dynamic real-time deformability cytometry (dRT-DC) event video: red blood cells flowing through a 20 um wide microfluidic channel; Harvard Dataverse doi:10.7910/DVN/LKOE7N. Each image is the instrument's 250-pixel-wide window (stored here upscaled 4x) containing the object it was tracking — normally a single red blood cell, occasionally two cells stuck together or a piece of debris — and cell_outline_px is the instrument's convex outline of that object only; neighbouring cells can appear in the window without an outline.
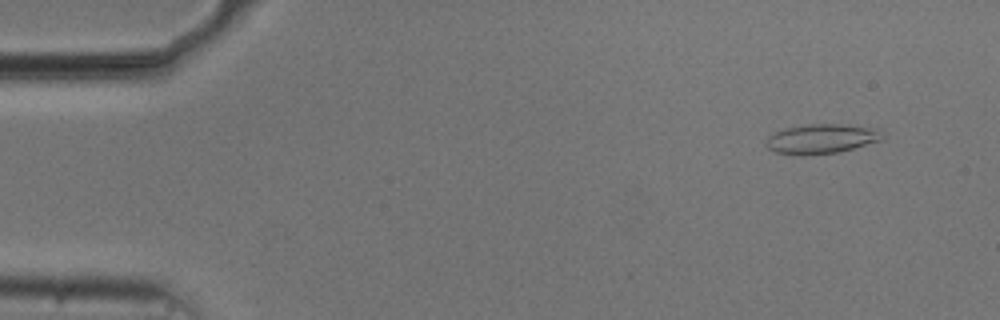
{"species": "common noctule bat (a hibernating species)", "species_latin": "Nyctalus noctula", "temperature_condition": "cold", "stored_images_in_passage": 53, "camera_frame_rate_fps": 3000, "um_per_image_px": 0.085, "animal": {"sex": "male", "body_mass_g": 20.5, "forearm_length_mm": 52.5}, "frame": {"image": 1, "passage_image": 4, "time_ms": 1.0, "image_size_px": [1000, 320], "cell_outline_px": [[884, 136], [880, 140], [840, 152], [804, 156], [800, 156], [776, 152], [768, 148], [764, 144], [764, 140], [768, 136], [784, 128], [808, 124], [840, 124], [876, 128]], "centroid_in_image_um": [69.76, 11.81], "position_along_channel_um": 15.2, "area_um2": 20.17}}
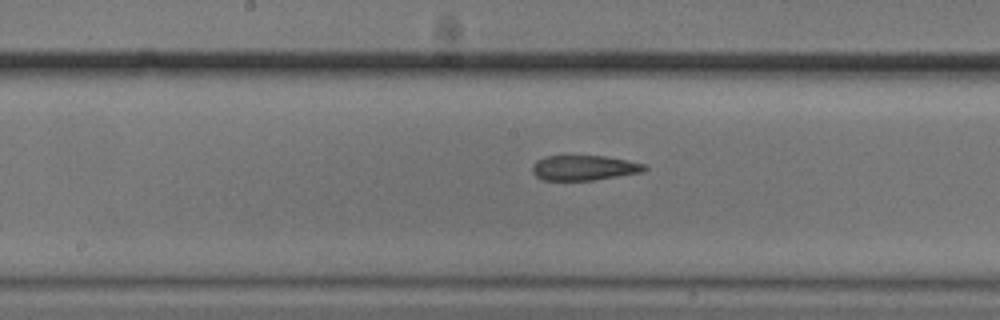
{"frame": {"image": 2, "passage_image": 27, "time_ms": 8.667, "image_size_px": [1000, 320], "cell_outline_px": [[648, 168], [644, 172], [592, 180], [544, 180], [536, 176], [532, 172], [532, 164], [536, 160], [544, 156], [604, 156], [628, 160], [648, 164]], "centroid_in_image_um": [49.67, 14.26], "position_along_channel_um": 198.5, "area_um2": 16.53}}
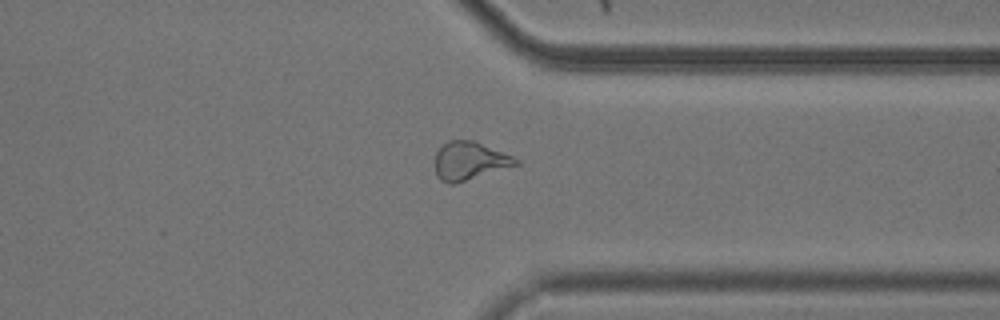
{"frame": {"image": 3, "passage_image": 41, "time_ms": 13.333, "image_size_px": [1000, 320], "cell_outline_px": [[520, 164], [452, 184], [448, 184], [440, 180], [436, 176], [436, 152], [448, 140], [476, 140], [512, 156], [520, 160]], "centroid_in_image_um": [39.92, 13.66], "position_along_channel_um": 371.5, "area_um2": 17.86}, "authors_computed_cell_mechanics": {"area_um2": 18.8428, "velocity_mm_per_s": 3.746, "shape_relaxation_time_tau1_ms": null, "shape_relaxation_time_tau2_ms": 3.3299, "deformation_change_tau1": null, "deformation_change_tau2": 0.1132}}